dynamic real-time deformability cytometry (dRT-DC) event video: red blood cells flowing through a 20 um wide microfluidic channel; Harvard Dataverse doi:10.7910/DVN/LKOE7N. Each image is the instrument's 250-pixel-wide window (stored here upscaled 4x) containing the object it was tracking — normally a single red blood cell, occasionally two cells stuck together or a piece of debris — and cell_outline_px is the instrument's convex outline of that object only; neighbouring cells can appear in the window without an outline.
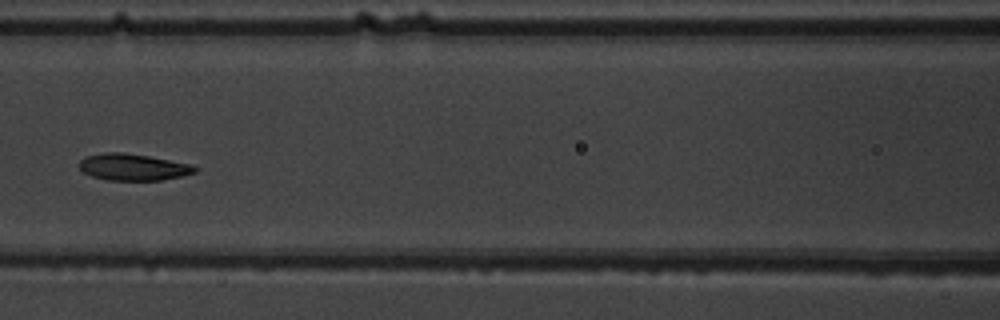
{"species": "common noctule bat (a hibernating species)", "species_latin": "Nyctalus noctula", "temperature_condition": "warm", "stored_images_in_passage": 5, "camera_frame_rate_fps": 3000, "um_per_image_px": 0.085, "animal": {"sex": "male", "body_mass_g": 19.5, "forearm_length_mm": 54.6}, "frame": {"image": 1, "passage_image": 5, "time_ms": 4.667, "image_size_px": [1000, 320], "cell_outline_px": [[200, 168], [196, 172], [184, 176], [160, 180], [108, 180], [92, 176], [84, 172], [80, 168], [80, 160], [88, 156], [104, 152], [124, 152], [148, 156], [192, 164]], "centroid_in_image_um": [11.37, 14.2], "position_along_channel_um": 155.2, "area_um2": 17.98}}